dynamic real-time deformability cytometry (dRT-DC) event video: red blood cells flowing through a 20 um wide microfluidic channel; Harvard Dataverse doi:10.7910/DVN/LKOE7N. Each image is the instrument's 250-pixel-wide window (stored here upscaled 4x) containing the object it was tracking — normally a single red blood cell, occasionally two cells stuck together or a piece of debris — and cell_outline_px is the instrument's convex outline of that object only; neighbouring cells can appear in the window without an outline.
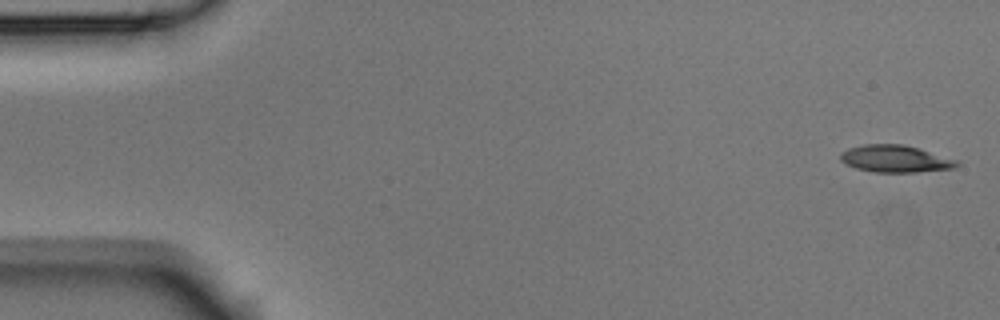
{"species": "Egyptian fruit bat (a non-hibernating species)", "species_latin": "Rousettus aegyptiacus", "temperature_condition": "room temperature", "stored_images_in_passage": 5, "camera_frame_rate_fps": 3000, "um_per_image_px": 0.085, "animal": {"sex": "male"}, "frame": {"image": 1, "passage_image": 1, "time_ms": 0.0, "image_size_px": [1000, 320], "cell_outline_px": [[960, 164], [956, 168], [916, 172], [876, 172], [856, 168], [844, 164], [840, 160], [840, 152], [848, 148], [864, 144], [904, 144], [960, 160]], "centroid_in_image_um": [76.12, 13.49], "position_along_channel_um": 8.9, "area_um2": 18.61}}